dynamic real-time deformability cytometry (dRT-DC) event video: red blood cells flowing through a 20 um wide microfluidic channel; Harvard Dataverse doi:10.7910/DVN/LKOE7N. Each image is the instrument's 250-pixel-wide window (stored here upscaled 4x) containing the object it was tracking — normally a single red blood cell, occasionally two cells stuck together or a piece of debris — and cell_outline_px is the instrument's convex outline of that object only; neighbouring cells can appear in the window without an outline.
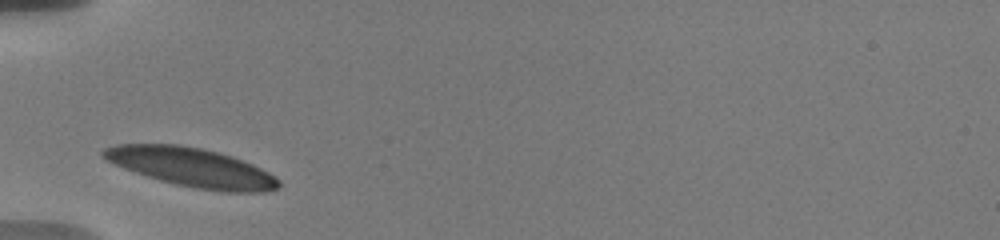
{"species": "human", "species_latin": "Homo sapiens", "temperature_condition": "warm", "stored_images_in_passage": 18, "camera_frame_rate_fps": 3000, "um_per_image_px": 0.085, "donor": {"sex": "male"}, "frame": {"image": 1, "passage_image": 1, "time_ms": 0.0, "image_size_px": [1000, 240], "cell_outline_px": [[280, 188], [264, 192], [224, 192], [196, 188], [176, 184], [160, 180], [124, 168], [108, 160], [100, 152], [104, 148], [116, 144], [176, 144], [200, 148], [232, 156], [252, 164], [276, 176], [280, 180]], "centroid_in_image_um": [16.34, 14.23], "position_along_channel_um": 68.7, "area_um2": 39.42}}
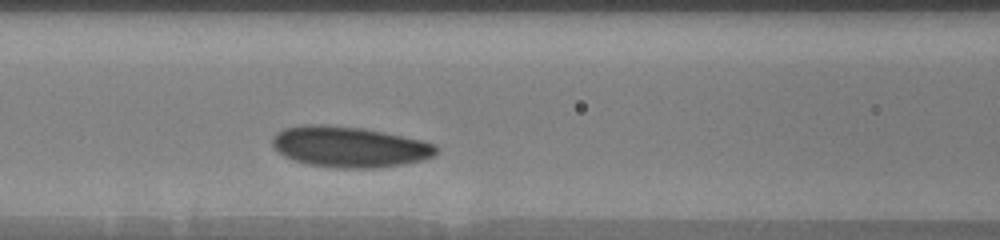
{"frame": {"image": 2, "passage_image": 12, "time_ms": 2.0, "image_size_px": [1000, 240], "cell_outline_px": [[436, 152], [432, 156], [424, 160], [404, 164], [376, 168], [332, 168], [304, 164], [292, 160], [284, 156], [272, 144], [272, 136], [276, 132], [284, 128], [308, 124], [324, 124], [364, 128], [384, 132], [420, 140], [436, 144]], "centroid_in_image_um": [29.66, 12.49], "position_along_channel_um": 136.9, "area_um2": 39.19}}
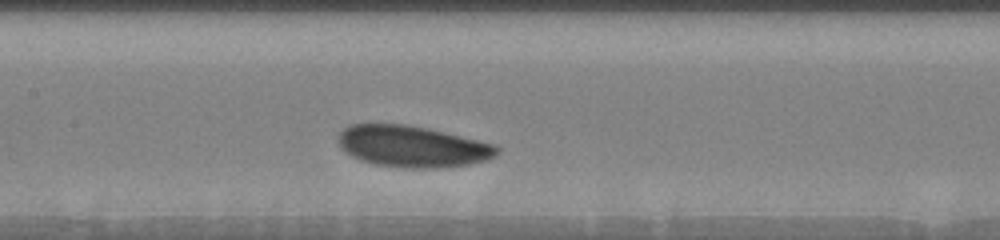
{"frame": {"image": 3, "passage_image": 16, "time_ms": 3.0, "image_size_px": [1000, 240], "cell_outline_px": [[500, 152], [496, 156], [488, 160], [468, 164], [436, 168], [404, 168], [376, 164], [360, 160], [344, 152], [340, 148], [336, 140], [340, 132], [348, 124], [404, 124], [428, 128], [496, 144], [500, 148]], "centroid_in_image_um": [35.05, 12.44], "position_along_channel_um": 172.4, "area_um2": 38.67}}